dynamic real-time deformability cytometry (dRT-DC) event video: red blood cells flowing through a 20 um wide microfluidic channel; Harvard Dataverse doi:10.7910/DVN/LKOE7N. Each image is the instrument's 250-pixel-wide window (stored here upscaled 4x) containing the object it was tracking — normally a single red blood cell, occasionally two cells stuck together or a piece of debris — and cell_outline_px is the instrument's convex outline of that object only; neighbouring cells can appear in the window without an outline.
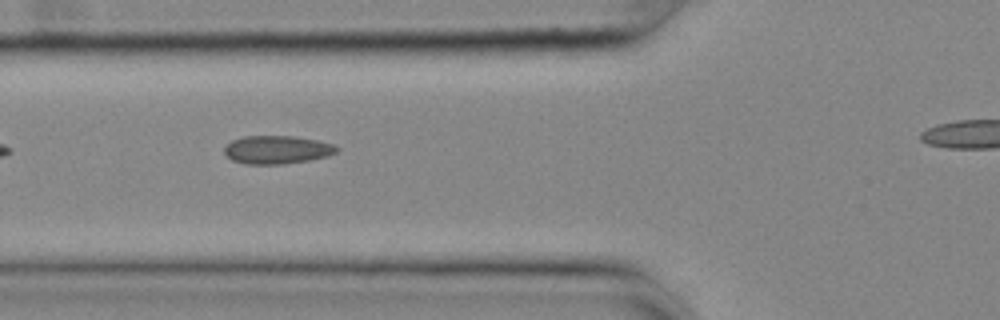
{"species": "common noctule bat (a hibernating species)", "species_latin": "Nyctalus noctula", "temperature_condition": "cold", "stored_images_in_passage": 32, "camera_frame_rate_fps": 3000, "um_per_image_px": 0.085, "animal": {"sex": "female", "body_mass_g": 25.1}, "frame": {"image": 1, "passage_image": 4, "time_ms": 1.0, "image_size_px": [1000, 320], "cell_outline_px": [[340, 148], [336, 152], [328, 156], [308, 160], [284, 164], [244, 164], [232, 160], [224, 152], [224, 148], [232, 140], [244, 136], [292, 136], [316, 140], [332, 144]], "centroid_in_image_um": [23.54, 12.73], "position_along_channel_um": 102.3, "area_um2": 18.38}}
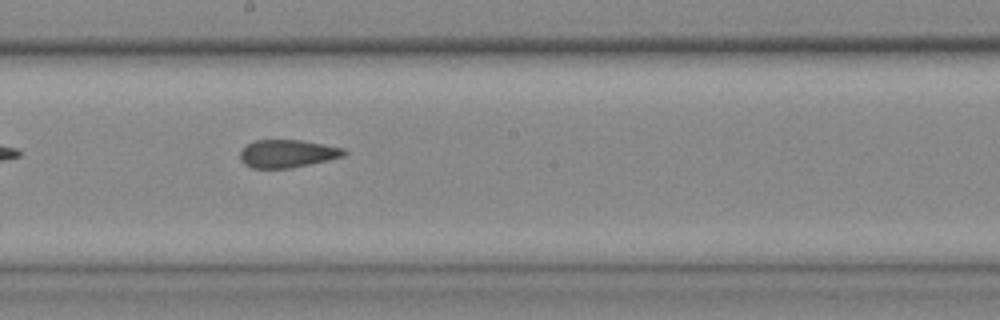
{"frame": {"image": 2, "passage_image": 14, "time_ms": 4.333, "image_size_px": [1000, 320], "cell_outline_px": [[348, 152], [344, 156], [328, 160], [292, 168], [252, 168], [244, 164], [240, 160], [240, 152], [248, 144], [256, 140], [300, 140], [344, 148]], "centroid_in_image_um": [24.43, 13.06], "position_along_channel_um": 223.8, "area_um2": 16.82}}
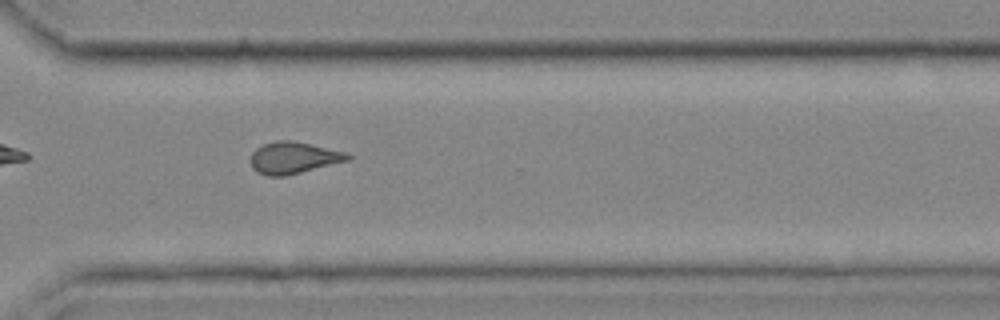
{"frame": {"image": 3, "passage_image": 24, "time_ms": 7.667, "image_size_px": [1000, 320], "cell_outline_px": [[352, 156], [348, 160], [284, 176], [268, 176], [256, 172], [252, 168], [252, 152], [256, 148], [264, 144], [276, 140], [292, 140], [344, 152]], "centroid_in_image_um": [24.9, 13.41], "position_along_channel_um": 345.7, "area_um2": 17.57}}